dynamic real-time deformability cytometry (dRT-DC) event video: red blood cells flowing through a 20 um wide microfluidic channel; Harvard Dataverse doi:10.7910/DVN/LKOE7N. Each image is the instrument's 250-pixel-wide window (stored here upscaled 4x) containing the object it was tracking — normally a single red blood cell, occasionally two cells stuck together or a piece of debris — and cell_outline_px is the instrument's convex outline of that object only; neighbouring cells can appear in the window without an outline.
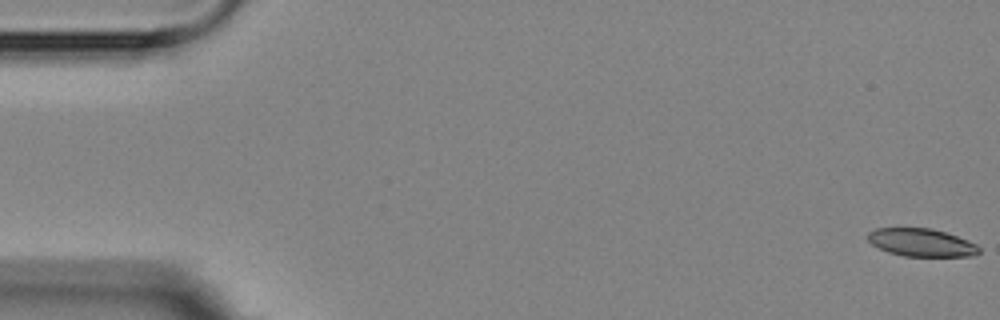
{"species": "Egyptian fruit bat (a non-hibernating species)", "species_latin": "Rousettus aegyptiacus", "temperature_condition": "room temperature", "stored_images_in_passage": 3, "camera_frame_rate_fps": 3000, "um_per_image_px": 0.085, "animal": {"sex": "female"}, "frame": {"image": 1, "passage_image": 1, "time_ms": 0.0, "image_size_px": [1000, 320], "cell_outline_px": [[980, 252], [972, 256], [904, 256], [888, 252], [872, 244], [868, 240], [868, 232], [876, 228], [932, 228], [956, 236], [976, 244], [980, 248]], "centroid_in_image_um": [78.31, 20.61], "position_along_channel_um": 6.7, "area_um2": 17.92}}